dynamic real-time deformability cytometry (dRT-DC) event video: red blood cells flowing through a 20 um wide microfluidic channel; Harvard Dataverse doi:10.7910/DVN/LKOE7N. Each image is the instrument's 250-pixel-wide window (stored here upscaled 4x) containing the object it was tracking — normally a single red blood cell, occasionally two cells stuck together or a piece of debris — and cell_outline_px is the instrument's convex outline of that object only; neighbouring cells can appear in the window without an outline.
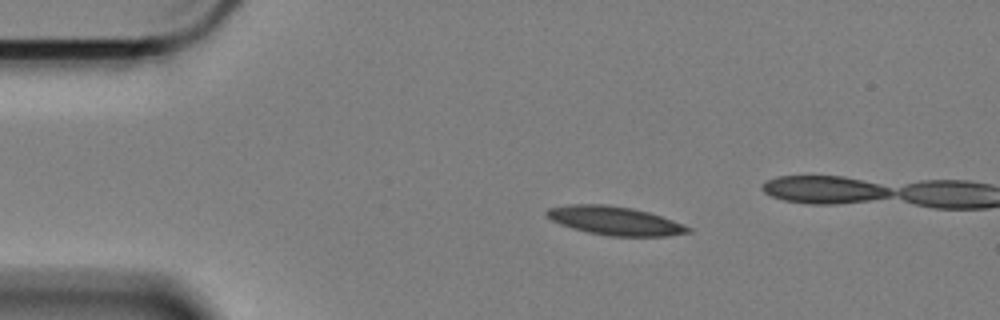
{"species": "Egyptian fruit bat (a non-hibernating species)", "species_latin": "Rousettus aegyptiacus", "temperature_condition": "cold", "stored_images_in_passage": 16, "camera_frame_rate_fps": 3000, "um_per_image_px": 0.085, "animal": {"sex": "female"}, "frame": {"image": 1, "passage_image": 10, "time_ms": 3.0, "image_size_px": [1000, 320], "cell_outline_px": [[692, 232], [668, 236], [608, 236], [588, 232], [572, 228], [560, 224], [552, 220], [544, 212], [548, 208], [568, 204], [604, 204], [632, 208], [648, 212], [672, 220], [692, 228]], "centroid_in_image_um": [52.25, 18.76], "position_along_channel_um": 32.7, "area_um2": 23.52}}